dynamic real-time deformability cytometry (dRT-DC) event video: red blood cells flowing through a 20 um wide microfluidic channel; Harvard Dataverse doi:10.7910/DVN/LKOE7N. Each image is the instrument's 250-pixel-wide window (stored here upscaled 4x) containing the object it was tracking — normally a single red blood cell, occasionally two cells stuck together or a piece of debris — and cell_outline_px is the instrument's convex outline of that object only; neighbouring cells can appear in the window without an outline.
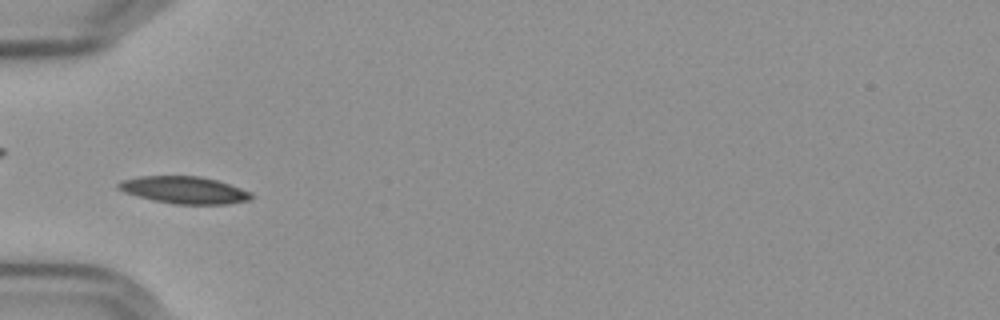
{"species": "Egyptian fruit bat (a non-hibernating species)", "species_latin": "Rousettus aegyptiacus", "temperature_condition": "cold", "stored_images_in_passage": 39, "camera_frame_rate_fps": 3000, "um_per_image_px": 0.085, "frame": {"image": 1, "passage_image": 1, "time_ms": 0.0, "image_size_px": [1000, 320], "cell_outline_px": [[252, 196], [248, 200], [228, 204], [176, 204], [156, 200], [124, 192], [116, 188], [116, 184], [120, 180], [140, 176], [200, 176], [216, 180], [252, 192]], "centroid_in_image_um": [15.64, 16.14], "position_along_channel_um": 69.4, "area_um2": 20.81}}
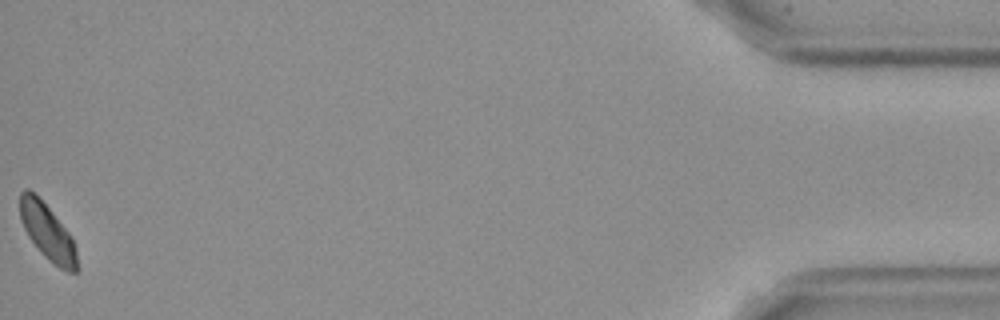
{"frame": {"image": 2, "passage_image": 39, "time_ms": 12.667, "image_size_px": [1000, 320], "cell_outline_px": [[80, 268], [76, 272], [68, 272], [60, 268], [48, 260], [44, 256], [28, 236], [20, 220], [20, 192], [24, 188], [28, 188], [52, 212], [72, 236], [76, 248]], "centroid_in_image_um": [4.07, 19.77], "position_along_channel_um": 431.1, "area_um2": 18.67}, "authors_computed_cell_mechanics": {"area_um2": 19.3052, "velocity_mm_per_s": 3.5592, "shape_relaxation_time_tau1_ms": 2.2805, "shape_relaxation_time_tau2_ms": null, "deformation_change_tau1": 0.0854, "deformation_change_tau2": null}}